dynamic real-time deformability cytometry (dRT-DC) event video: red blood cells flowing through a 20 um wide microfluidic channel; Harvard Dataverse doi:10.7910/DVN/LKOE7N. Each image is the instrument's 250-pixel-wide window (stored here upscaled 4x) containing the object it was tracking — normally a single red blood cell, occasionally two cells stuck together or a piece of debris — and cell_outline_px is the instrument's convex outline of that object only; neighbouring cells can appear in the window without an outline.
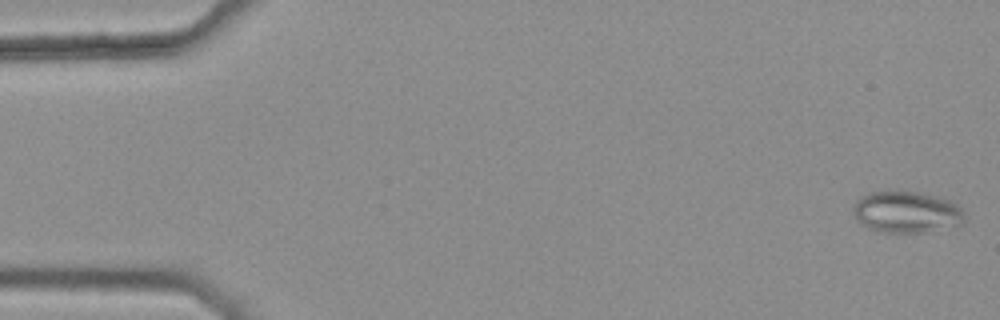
{"species": "common noctule bat (a hibernating species)", "species_latin": "Nyctalus noctula", "temperature_condition": "warm", "stored_images_in_passage": 46, "camera_frame_rate_fps": 3000, "um_per_image_px": 0.085, "animal": {"sex": "female", "body_mass_g": 25.1}, "frame": {"image": 1, "passage_image": 1, "time_ms": 0.0, "image_size_px": [1000, 320], "cell_outline_px": [[968, 220], [964, 224], [924, 232], [880, 232], [868, 228], [852, 212], [856, 200], [860, 196], [872, 192], [920, 192], [936, 196], [948, 200], [956, 204], [964, 212]], "centroid_in_image_um": [77.11, 18.03], "position_along_channel_um": 7.9, "area_um2": 26.82}}
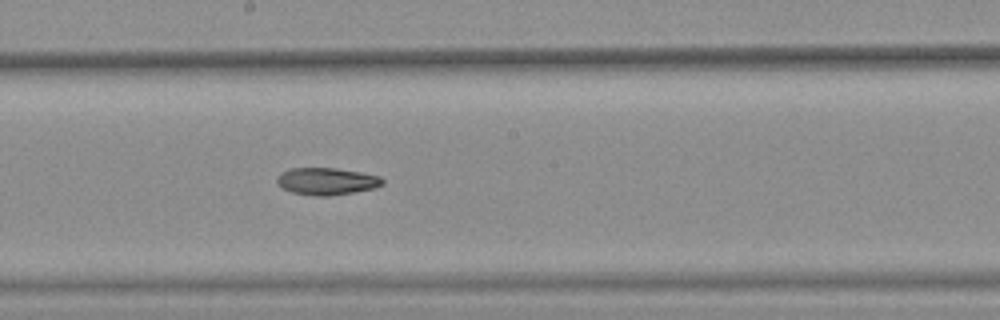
{"frame": {"image": 2, "passage_image": 29, "time_ms": 9.333, "image_size_px": [1000, 320], "cell_outline_px": [[384, 184], [376, 188], [332, 196], [316, 196], [292, 192], [276, 184], [276, 176], [280, 172], [288, 168], [336, 168], [360, 172], [380, 176], [384, 180]], "centroid_in_image_um": [27.76, 15.4], "position_along_channel_um": 220.4, "area_um2": 16.94}}
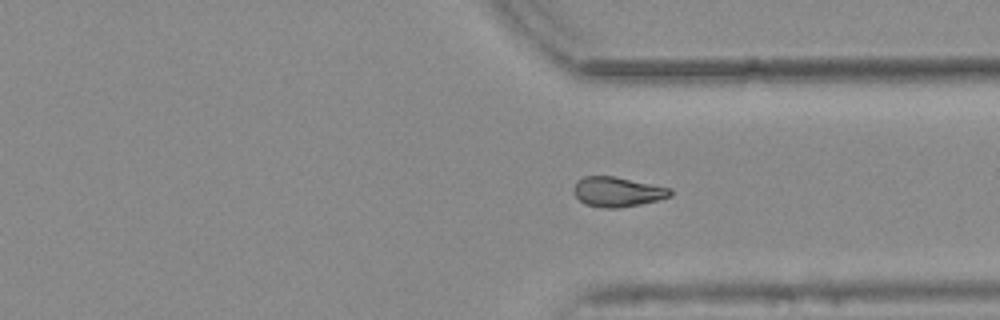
{"frame": {"image": 3, "passage_image": 40, "time_ms": 13.0, "image_size_px": [1000, 320], "cell_outline_px": [[672, 196], [640, 204], [620, 208], [604, 208], [584, 204], [576, 196], [572, 188], [576, 180], [584, 176], [616, 176], [672, 188]], "centroid_in_image_um": [52.47, 16.29], "position_along_channel_um": 358.9, "area_um2": 16.99}, "authors_computed_cell_mechanics": {"area_um2": 17.0799, "velocity_mm_per_s": 3.7622, "shape_relaxation_time_tau1_ms": null, "shape_relaxation_time_tau2_ms": 10.3111, "deformation_change_tau1": null, "deformation_change_tau2": 0.1894}}